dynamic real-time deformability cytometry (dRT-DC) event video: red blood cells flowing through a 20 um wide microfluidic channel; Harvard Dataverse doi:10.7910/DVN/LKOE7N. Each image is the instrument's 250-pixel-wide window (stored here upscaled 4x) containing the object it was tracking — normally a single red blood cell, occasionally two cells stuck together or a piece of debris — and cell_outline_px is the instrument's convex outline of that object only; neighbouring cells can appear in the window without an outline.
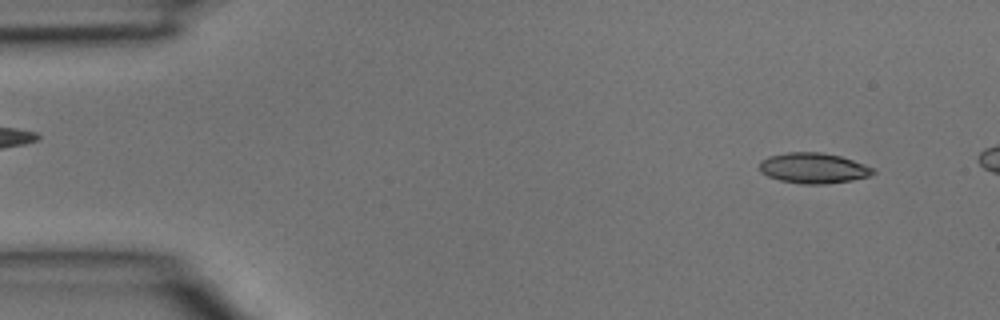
{"species": "common noctule bat (a hibernating species)", "species_latin": "Nyctalus noctula", "temperature_condition": "room temperature", "stored_images_in_passage": 3, "camera_frame_rate_fps": 3000, "um_per_image_px": 0.085, "animal": {"sex": "male", "body_mass_g": 15.6}, "frame": {"image": 1, "passage_image": 1, "time_ms": 0.0, "image_size_px": [1000, 320], "cell_outline_px": [[876, 172], [868, 176], [852, 180], [824, 184], [800, 184], [780, 180], [768, 176], [760, 172], [760, 160], [768, 156], [788, 152], [820, 152], [840, 156], [876, 168]], "centroid_in_image_um": [69.14, 14.29], "position_along_channel_um": 15.9, "area_um2": 20.23}}